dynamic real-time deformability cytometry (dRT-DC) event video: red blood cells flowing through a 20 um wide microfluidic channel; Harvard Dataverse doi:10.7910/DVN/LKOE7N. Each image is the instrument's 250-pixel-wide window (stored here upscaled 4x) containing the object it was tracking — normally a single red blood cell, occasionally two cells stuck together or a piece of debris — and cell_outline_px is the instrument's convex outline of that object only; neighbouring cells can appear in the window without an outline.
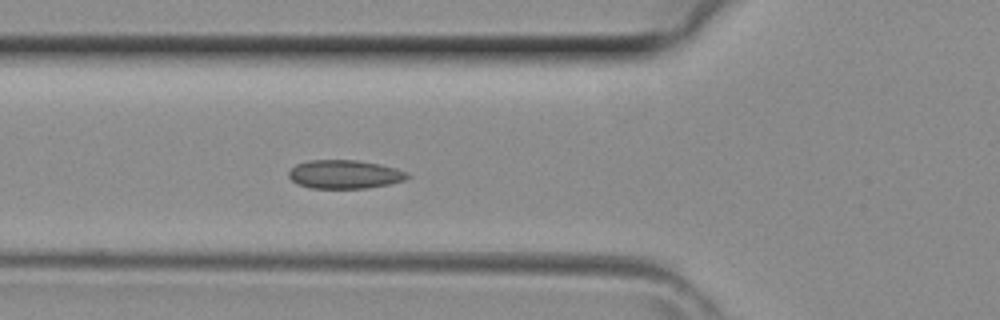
{"species": "common noctule bat (a hibernating species)", "species_latin": "Nyctalus noctula", "temperature_condition": "room temperature", "stored_images_in_passage": 41, "camera_frame_rate_fps": 3000, "um_per_image_px": 0.085, "animal": {"sex": "female", "body_mass_g": 29.2, "forearm_length_mm": 56.3}, "frame": {"image": 1, "passage_image": 14, "time_ms": 4.333, "image_size_px": [1000, 320], "cell_outline_px": [[412, 176], [404, 180], [388, 184], [368, 188], [312, 188], [300, 184], [292, 180], [288, 176], [288, 172], [296, 164], [308, 160], [356, 160], [380, 164], [396, 168], [408, 172]], "centroid_in_image_um": [29.32, 14.81], "position_along_channel_um": 96.5, "area_um2": 19.77}}
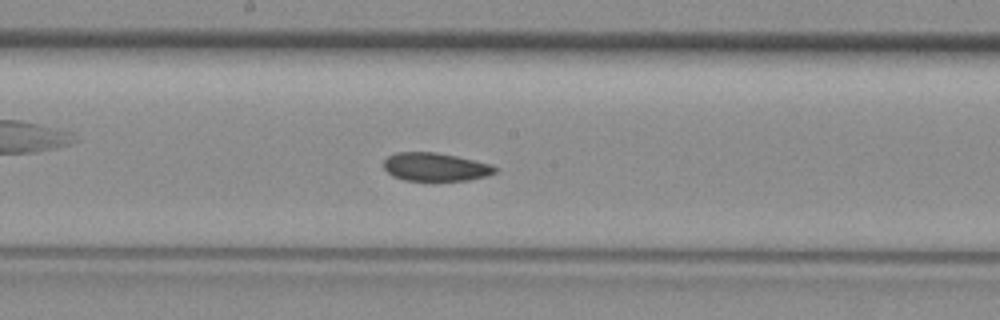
{"frame": {"image": 2, "passage_image": 21, "time_ms": 6.667, "image_size_px": [1000, 320], "cell_outline_px": [[496, 172], [484, 176], [468, 180], [404, 180], [392, 176], [384, 168], [384, 160], [388, 156], [396, 152], [436, 152], [456, 156], [492, 164], [496, 168]], "centroid_in_image_um": [36.98, 14.18], "position_along_channel_um": 211.2, "area_um2": 18.21}}
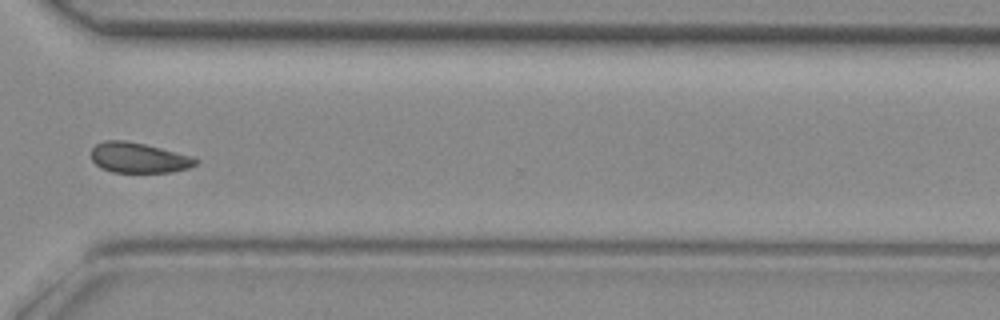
{"frame": {"image": 3, "passage_image": 30, "time_ms": 9.667, "image_size_px": [1000, 320], "cell_outline_px": [[200, 160], [196, 164], [188, 168], [172, 172], [112, 172], [100, 168], [92, 160], [92, 148], [96, 144], [104, 140], [124, 140], [144, 144], [192, 156]], "centroid_in_image_um": [11.78, 13.41], "position_along_channel_um": 358.8, "area_um2": 18.38}}